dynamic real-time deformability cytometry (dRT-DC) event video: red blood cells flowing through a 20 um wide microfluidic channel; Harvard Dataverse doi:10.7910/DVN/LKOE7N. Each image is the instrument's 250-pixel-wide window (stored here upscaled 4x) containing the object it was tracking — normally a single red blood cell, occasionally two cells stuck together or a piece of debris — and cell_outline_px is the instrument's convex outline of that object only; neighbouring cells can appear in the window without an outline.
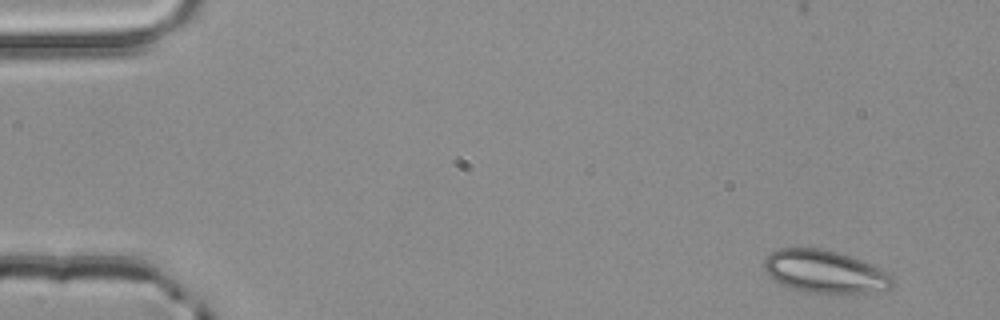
{"species": "common noctule bat (a hibernating species)", "species_latin": "Nyctalus noctula", "temperature_condition": "room temperature", "stored_images_in_passage": 5, "camera_frame_rate_fps": 3000, "um_per_image_px": 0.085, "animal": {"sex": "male", "body_mass_g": 20.4}, "frame": {"image": 1, "passage_image": 1, "time_ms": 0.0, "image_size_px": [1000, 320], "cell_outline_px": [[896, 284], [892, 288], [884, 292], [808, 292], [792, 288], [776, 280], [764, 268], [764, 260], [772, 252], [780, 248], [820, 248], [836, 252], [872, 264], [892, 276]], "centroid_in_image_um": [70.18, 23.09], "position_along_channel_um": 14.8, "area_um2": 31.44}}